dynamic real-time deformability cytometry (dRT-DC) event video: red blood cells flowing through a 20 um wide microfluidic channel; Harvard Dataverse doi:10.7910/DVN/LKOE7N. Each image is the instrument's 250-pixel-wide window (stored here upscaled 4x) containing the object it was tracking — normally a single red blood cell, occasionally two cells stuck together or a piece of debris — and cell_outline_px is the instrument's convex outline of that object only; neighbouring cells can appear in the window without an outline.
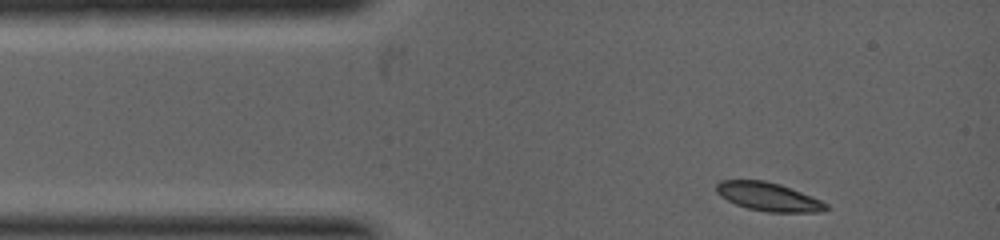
{"species": "common noctule bat (a hibernating species)", "species_latin": "Nyctalus noctula", "temperature_condition": "warm", "stored_images_in_passage": 15, "camera_frame_rate_fps": 5000, "um_per_image_px": 0.085, "animal": {"sex": "female", "body_mass_g": 19.0, "forearm_length_mm": 53.3}, "frame": {"image": 1, "passage_image": 1, "time_ms": 0.0, "image_size_px": [1000, 240], "cell_outline_px": [[828, 208], [820, 212], [768, 212], [748, 208], [736, 204], [720, 196], [716, 192], [716, 184], [720, 180], [764, 180], [780, 184], [812, 196], [828, 204]], "centroid_in_image_um": [65.3, 16.72], "position_along_channel_um": 19.7, "area_um2": 18.15}}
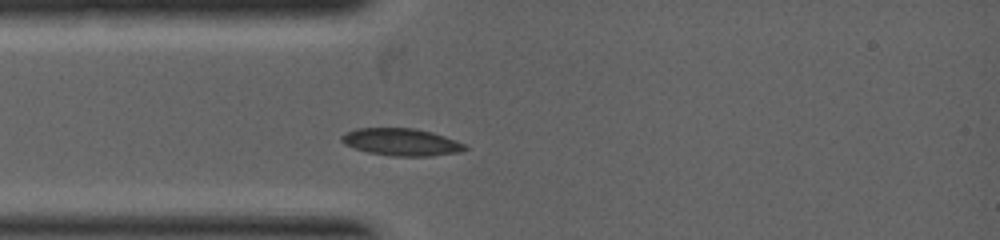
{"frame": {"image": 2, "passage_image": 8, "time_ms": 1.0, "image_size_px": [1000, 240], "cell_outline_px": [[468, 148], [460, 152], [428, 156], [392, 156], [368, 152], [344, 144], [340, 140], [340, 136], [356, 128], [412, 128], [432, 132], [456, 140], [464, 144]], "centroid_in_image_um": [34.11, 12.07], "position_along_channel_um": 50.9, "area_um2": 19.48}}
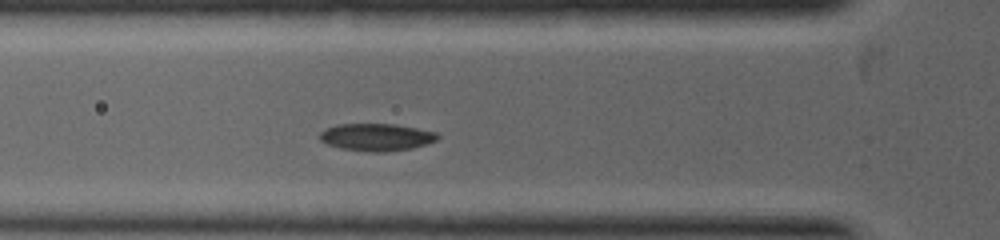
{"frame": {"image": 3, "passage_image": 13, "time_ms": 1.6, "image_size_px": [1000, 240], "cell_outline_px": [[440, 136], [436, 140], [412, 148], [384, 152], [368, 152], [340, 148], [328, 144], [320, 140], [320, 132], [324, 128], [336, 124], [392, 124], [416, 128], [436, 132]], "centroid_in_image_um": [31.96, 11.65], "position_along_channel_um": 93.8, "area_um2": 18.73}}